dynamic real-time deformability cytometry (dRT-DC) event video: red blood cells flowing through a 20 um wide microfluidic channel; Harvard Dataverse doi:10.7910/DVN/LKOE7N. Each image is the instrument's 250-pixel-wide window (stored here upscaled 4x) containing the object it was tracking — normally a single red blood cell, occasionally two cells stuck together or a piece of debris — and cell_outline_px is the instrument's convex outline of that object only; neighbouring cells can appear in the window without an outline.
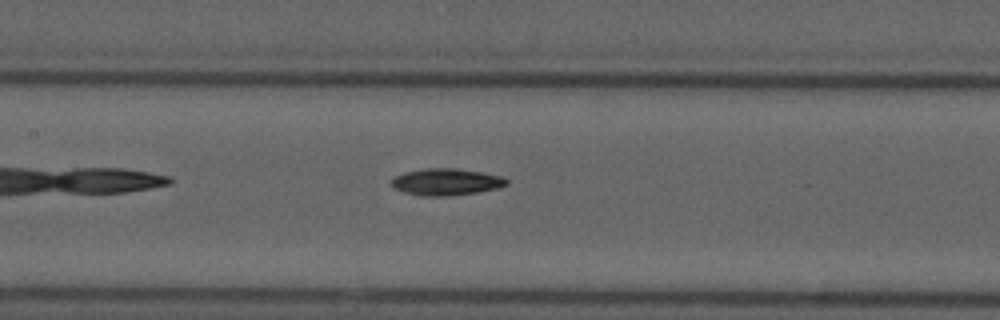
{"species": "common noctule bat (a hibernating species)", "species_latin": "Nyctalus noctula", "temperature_condition": "cold", "stored_images_in_passage": 9, "camera_frame_rate_fps": 3000, "um_per_image_px": 0.085, "animal": {"sex": "male", "forearm_length_mm": 52.5}, "frame": {"image": 1, "passage_image": 9, "time_ms": 9.667, "image_size_px": [1000, 320], "cell_outline_px": [[508, 184], [496, 188], [476, 192], [444, 196], [424, 196], [404, 192], [396, 188], [392, 184], [392, 180], [396, 176], [404, 172], [424, 168], [456, 168], [484, 172], [504, 176], [508, 180]], "centroid_in_image_um": [37.97, 15.44], "position_along_channel_um": 169.4, "area_um2": 17.86}}